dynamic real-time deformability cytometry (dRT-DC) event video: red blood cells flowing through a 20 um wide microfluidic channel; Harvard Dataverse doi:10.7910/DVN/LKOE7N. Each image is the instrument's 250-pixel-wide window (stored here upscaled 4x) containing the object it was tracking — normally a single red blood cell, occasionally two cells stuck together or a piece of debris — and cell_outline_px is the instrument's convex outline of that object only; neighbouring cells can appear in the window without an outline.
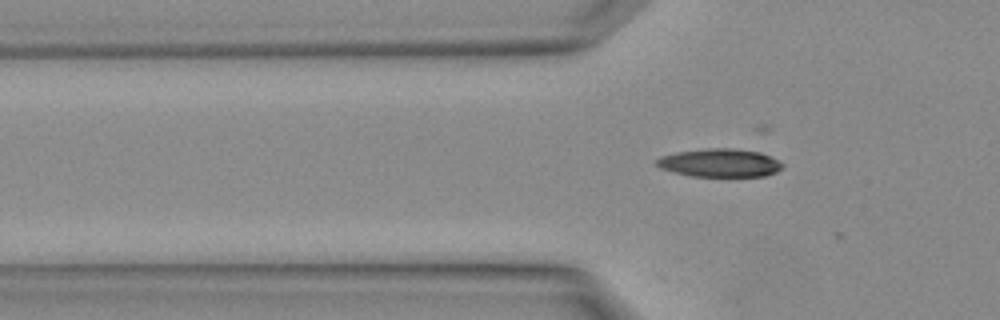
{"species": "Egyptian fruit bat (a non-hibernating species)", "species_latin": "Rousettus aegyptiacus", "temperature_condition": "warm", "stored_images_in_passage": 3, "camera_frame_rate_fps": 3000, "um_per_image_px": 0.085, "animal": {"sex": "female"}, "frame": {"image": 1, "passage_image": 3, "time_ms": 0.667, "image_size_px": [1000, 320], "cell_outline_px": [[784, 168], [776, 172], [764, 176], [692, 176], [660, 168], [656, 164], [656, 160], [664, 156], [676, 152], [708, 148], [732, 148], [760, 152], [784, 164]], "centroid_in_image_um": [61.21, 13.84], "position_along_channel_um": 64.6, "area_um2": 20.46}}